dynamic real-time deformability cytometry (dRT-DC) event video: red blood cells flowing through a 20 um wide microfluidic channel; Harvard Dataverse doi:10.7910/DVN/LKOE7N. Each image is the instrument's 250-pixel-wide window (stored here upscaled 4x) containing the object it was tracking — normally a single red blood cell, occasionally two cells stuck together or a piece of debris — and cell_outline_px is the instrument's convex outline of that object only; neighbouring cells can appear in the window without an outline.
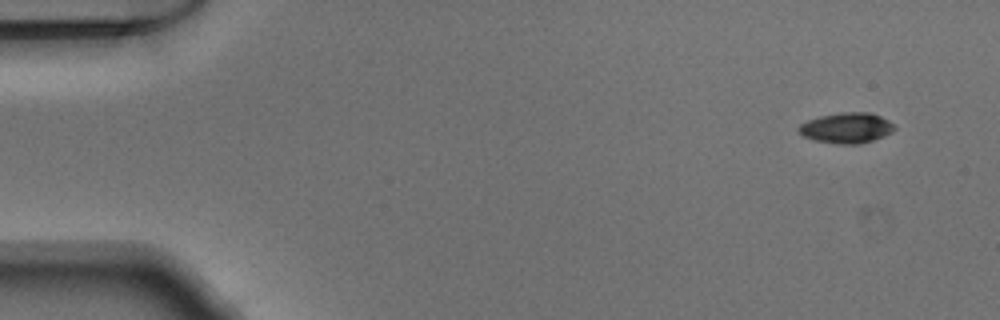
{"species": "Egyptian fruit bat (a non-hibernating species)", "species_latin": "Rousettus aegyptiacus", "temperature_condition": "warm", "stored_images_in_passage": 10, "camera_frame_rate_fps": 3000, "um_per_image_px": 0.085, "animal": {"sex": "male"}, "frame": {"image": 1, "passage_image": 1, "time_ms": 0.0, "image_size_px": [1000, 320], "cell_outline_px": [[896, 128], [892, 132], [884, 136], [860, 144], [840, 144], [816, 140], [804, 136], [796, 132], [796, 128], [800, 124], [808, 120], [820, 116], [840, 112], [868, 112], [880, 116], [888, 120]], "centroid_in_image_um": [71.93, 10.87], "position_along_channel_um": 13.1, "area_um2": 16.99}}